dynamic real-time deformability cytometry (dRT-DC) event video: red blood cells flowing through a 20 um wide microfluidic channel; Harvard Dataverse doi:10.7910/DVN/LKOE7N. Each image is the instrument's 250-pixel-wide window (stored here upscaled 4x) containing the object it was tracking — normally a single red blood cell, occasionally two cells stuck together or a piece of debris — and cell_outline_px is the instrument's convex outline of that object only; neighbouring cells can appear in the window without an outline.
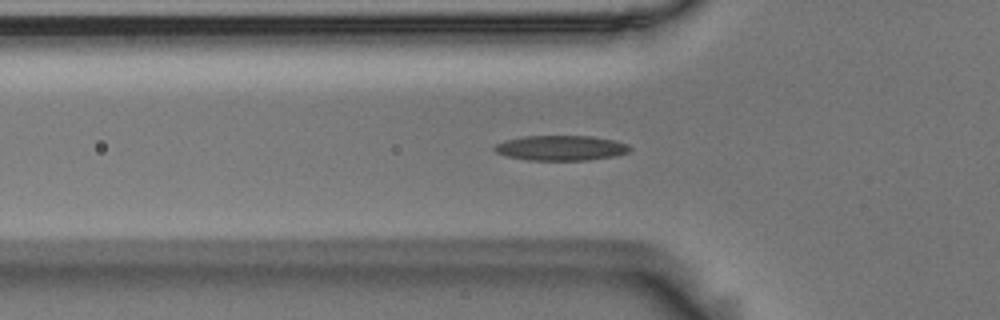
{"species": "Egyptian fruit bat (a non-hibernating species)", "species_latin": "Rousettus aegyptiacus", "temperature_condition": "room temperature", "stored_images_in_passage": 56, "camera_frame_rate_fps": 3000, "um_per_image_px": 0.085, "animal": {"sex": "male"}, "frame": {"image": 1, "passage_image": 18, "time_ms": 5.667, "image_size_px": [1000, 320], "cell_outline_px": [[632, 148], [628, 152], [616, 156], [588, 160], [528, 160], [508, 156], [496, 152], [492, 148], [496, 144], [508, 140], [524, 136], [592, 136], [616, 140], [628, 144]], "centroid_in_image_um": [47.73, 12.57], "position_along_channel_um": 78.1, "area_um2": 19.77}}
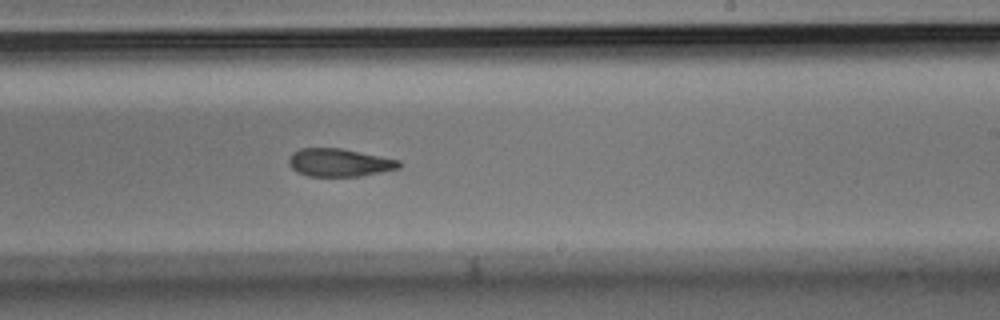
{"frame": {"image": 2, "passage_image": 33, "time_ms": 10.667, "image_size_px": [1000, 320], "cell_outline_px": [[400, 168], [360, 176], [308, 176], [296, 172], [288, 164], [288, 160], [292, 152], [300, 148], [340, 148], [400, 160]], "centroid_in_image_um": [28.8, 13.82], "position_along_channel_um": 260.2, "area_um2": 17.92}}
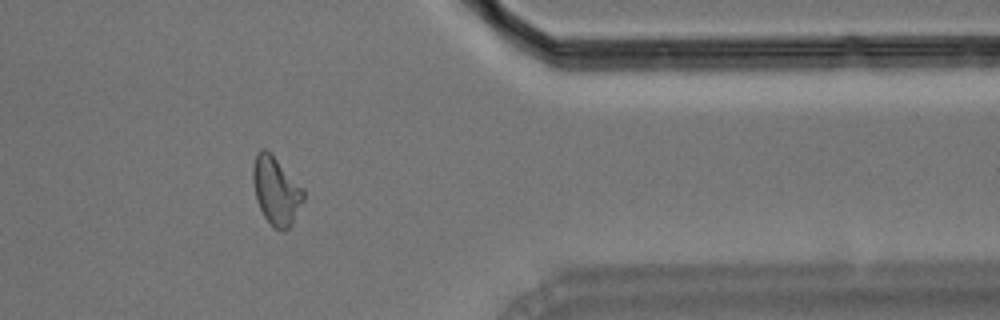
{"frame": {"image": 3, "passage_image": 45, "time_ms": 14.667, "image_size_px": [1000, 320], "cell_outline_px": [[304, 200], [292, 224], [284, 232], [280, 232], [264, 216], [256, 200], [252, 180], [252, 168], [256, 152], [260, 148], [264, 148], [304, 188]], "centroid_in_image_um": [23.46, 16.23], "position_along_channel_um": 387.9, "area_um2": 19.88}, "authors_computed_cell_mechanics": {"area_um2": 18.8428, "velocity_mm_per_s": 3.6251, "shape_relaxation_time_tau1_ms": 9.0194, "shape_relaxation_time_tau2_ms": 5.796, "deformation_change_tau1": 0.2102, "deformation_change_tau2": 0.1516}}